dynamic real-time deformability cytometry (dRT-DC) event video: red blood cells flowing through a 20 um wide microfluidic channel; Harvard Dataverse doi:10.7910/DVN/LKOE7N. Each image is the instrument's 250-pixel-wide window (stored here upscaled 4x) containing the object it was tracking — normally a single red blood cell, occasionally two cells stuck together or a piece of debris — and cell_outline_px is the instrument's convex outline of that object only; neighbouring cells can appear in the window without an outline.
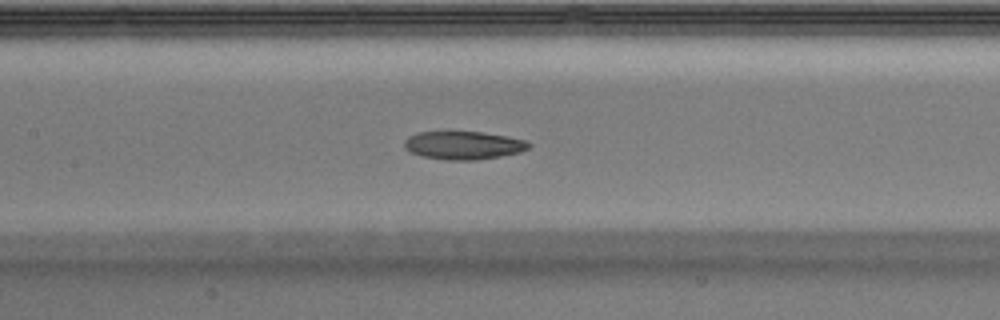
{"species": "Egyptian fruit bat (a non-hibernating species)", "species_latin": "Rousettus aegyptiacus", "temperature_condition": "warm", "stored_images_in_passage": 29, "camera_frame_rate_fps": 3000, "um_per_image_px": 0.085, "animal": {"sex": "male"}, "frame": {"image": 1, "passage_image": 7, "time_ms": 2.0, "image_size_px": [1000, 320], "cell_outline_px": [[532, 144], [528, 148], [520, 152], [500, 156], [476, 160], [444, 160], [424, 156], [412, 152], [404, 144], [404, 140], [408, 136], [416, 132], [480, 132], [504, 136], [524, 140]], "centroid_in_image_um": [39.39, 12.35], "position_along_channel_um": 168.0, "area_um2": 20.11}}
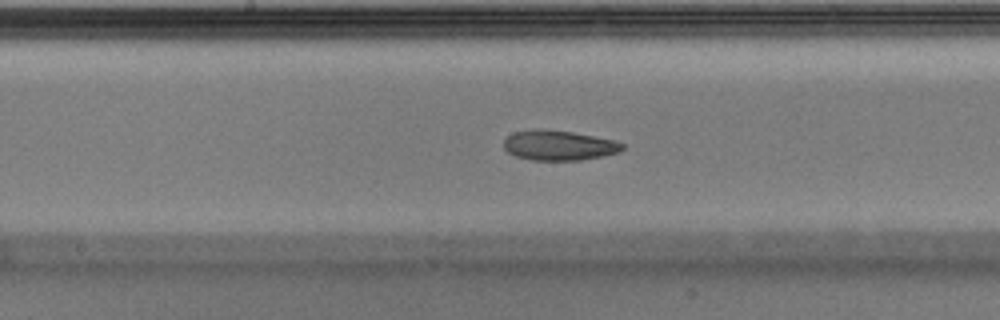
{"frame": {"image": 2, "passage_image": 9, "time_ms": 2.667, "image_size_px": [1000, 320], "cell_outline_px": [[624, 148], [620, 152], [604, 156], [580, 160], [532, 160], [516, 156], [508, 152], [504, 148], [504, 140], [512, 132], [540, 128], [544, 128], [572, 132], [612, 140], [624, 144]], "centroid_in_image_um": [47.48, 12.35], "position_along_channel_um": 200.7, "area_um2": 20.75}}
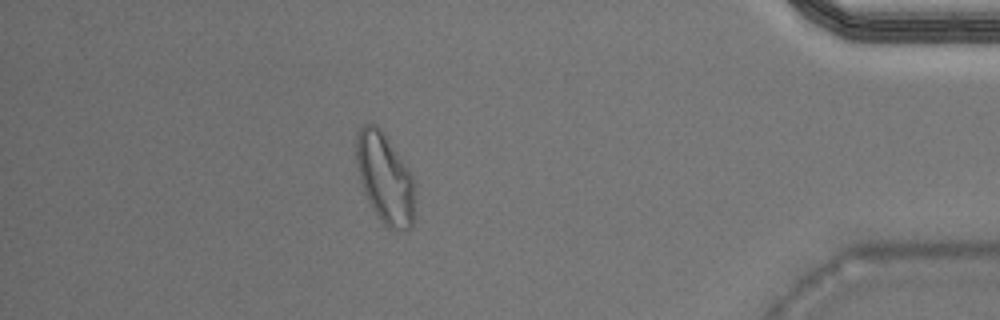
{"frame": {"image": 3, "passage_image": 24, "time_ms": 7.667, "image_size_px": [1000, 320], "cell_outline_px": [[412, 224], [408, 228], [396, 232], [388, 228], [380, 220], [372, 208], [364, 192], [360, 180], [356, 164], [356, 136], [360, 128], [364, 124], [376, 124], [384, 132], [408, 168], [412, 176]], "centroid_in_image_um": [32.67, 15.12], "position_along_channel_um": 402.5, "area_um2": 30.4}}